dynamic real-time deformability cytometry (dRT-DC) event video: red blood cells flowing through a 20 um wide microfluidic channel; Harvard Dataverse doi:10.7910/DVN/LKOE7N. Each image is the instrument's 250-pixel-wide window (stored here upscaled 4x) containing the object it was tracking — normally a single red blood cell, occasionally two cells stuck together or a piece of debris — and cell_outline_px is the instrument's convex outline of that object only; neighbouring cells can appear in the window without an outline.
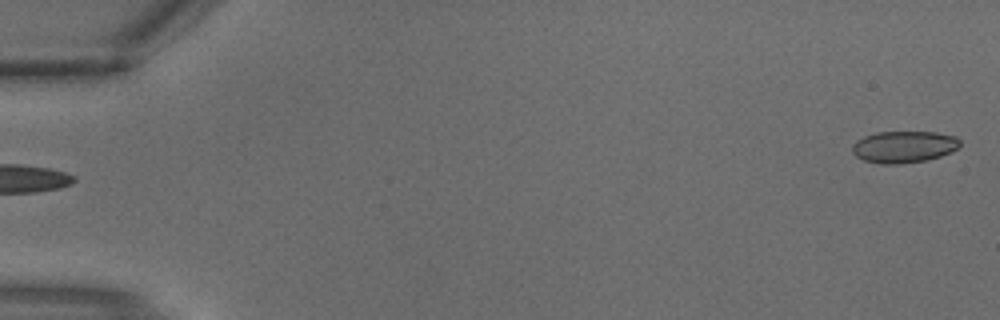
{"species": "common noctule bat (a hibernating species)", "species_latin": "Nyctalus noctula", "temperature_condition": "warm", "stored_images_in_passage": 2, "segment_of_instrument_passage": [2, 2], "camera_frame_rate_fps": 3000, "um_per_image_px": 0.085, "animal": {"sex": "male", "body_mass_g": 18.8}, "frame": {"image": 1, "passage_image": 2, "time_ms": 0.333, "image_size_px": [1000, 320], "cell_outline_px": [[960, 144], [952, 152], [928, 160], [900, 164], [880, 164], [864, 160], [856, 156], [852, 152], [852, 144], [856, 140], [864, 136], [876, 132], [936, 132], [956, 136], [960, 140]], "centroid_in_image_um": [76.82, 12.48], "position_along_channel_um": 8.2, "area_um2": 20.11}}